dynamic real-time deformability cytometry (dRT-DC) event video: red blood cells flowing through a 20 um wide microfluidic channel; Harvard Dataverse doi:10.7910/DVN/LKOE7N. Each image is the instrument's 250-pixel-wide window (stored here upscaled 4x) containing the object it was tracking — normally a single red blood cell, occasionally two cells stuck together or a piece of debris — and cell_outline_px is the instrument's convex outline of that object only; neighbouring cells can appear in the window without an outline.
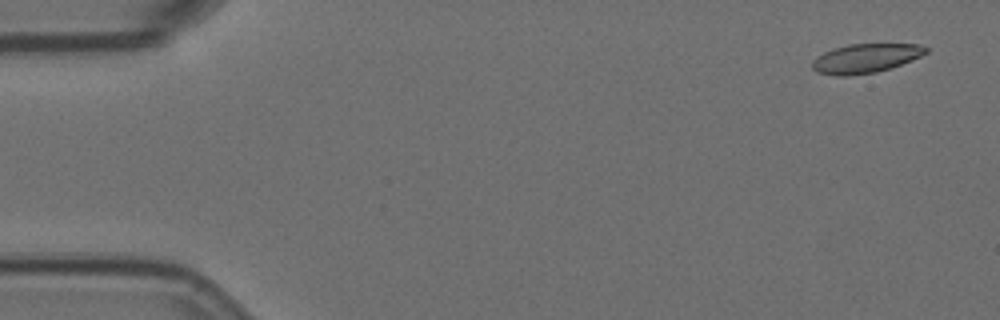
{"species": "Egyptian fruit bat (a non-hibernating species)", "species_latin": "Rousettus aegyptiacus", "temperature_condition": "room temperature", "stored_images_in_passage": 5, "camera_frame_rate_fps": 3000, "um_per_image_px": 0.085, "animal": {"sex": "female"}, "frame": {"image": 1, "passage_image": 1, "time_ms": 0.0, "image_size_px": [1000, 320], "cell_outline_px": [[928, 52], [912, 60], [876, 72], [848, 76], [836, 76], [816, 72], [812, 68], [812, 60], [816, 56], [824, 52], [848, 44], [920, 44], [928, 48]], "centroid_in_image_um": [73.54, 4.96], "position_along_channel_um": 11.5, "area_um2": 19.25}}